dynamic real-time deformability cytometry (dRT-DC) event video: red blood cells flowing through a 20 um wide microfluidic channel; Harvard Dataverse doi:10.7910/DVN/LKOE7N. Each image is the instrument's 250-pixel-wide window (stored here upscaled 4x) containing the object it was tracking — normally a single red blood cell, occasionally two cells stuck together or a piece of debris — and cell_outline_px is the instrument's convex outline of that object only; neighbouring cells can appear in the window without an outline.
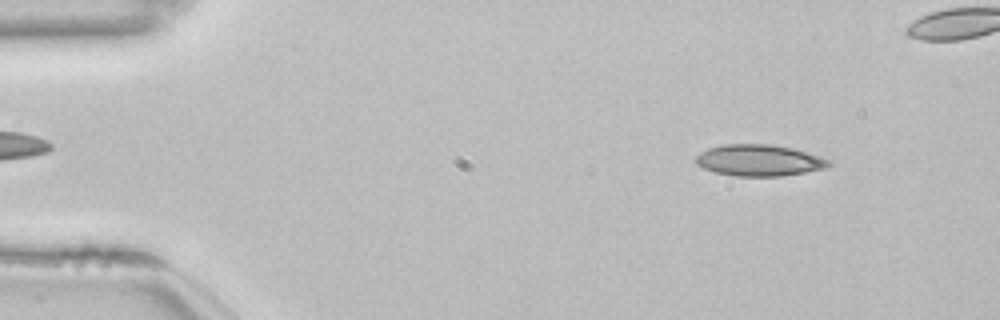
{"species": "common noctule bat (a hibernating species)", "species_latin": "Nyctalus noctula", "temperature_condition": "room temperature", "stored_images_in_passage": 38, "camera_frame_rate_fps": 3000, "um_per_image_px": 0.085, "animal": {"sex": "female", "body_mass_g": 22.7, "forearm_length_mm": 54.2}, "frame": {"image": 1, "passage_image": 6, "time_ms": 1.667, "image_size_px": [1000, 320], "cell_outline_px": [[832, 164], [824, 168], [804, 172], [780, 176], [736, 176], [716, 172], [704, 168], [696, 164], [696, 156], [700, 152], [708, 148], [724, 144], [772, 144], [792, 148], [808, 152], [832, 160]], "centroid_in_image_um": [64.54, 13.62], "position_along_channel_um": 20.5, "area_um2": 24.33}}
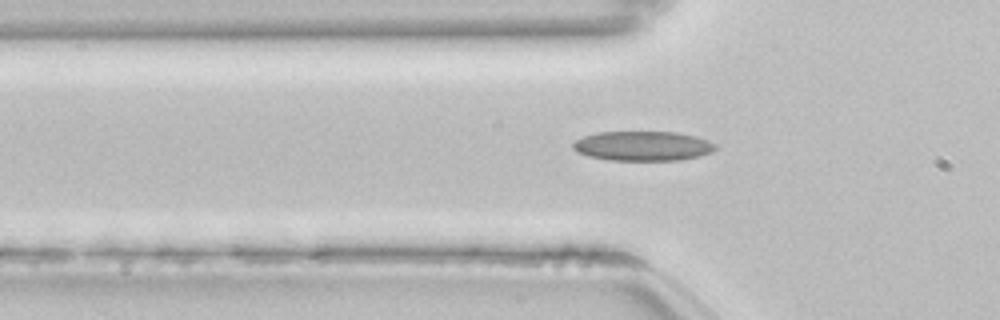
{"frame": {"image": 2, "passage_image": 17, "time_ms": 5.333, "image_size_px": [1000, 320], "cell_outline_px": [[716, 148], [712, 152], [700, 156], [680, 160], [608, 160], [588, 156], [576, 152], [572, 148], [572, 144], [576, 140], [584, 136], [596, 132], [676, 132], [696, 136], [708, 140], [716, 144]], "centroid_in_image_um": [54.63, 12.41], "position_along_channel_um": 71.2, "area_um2": 24.74}}